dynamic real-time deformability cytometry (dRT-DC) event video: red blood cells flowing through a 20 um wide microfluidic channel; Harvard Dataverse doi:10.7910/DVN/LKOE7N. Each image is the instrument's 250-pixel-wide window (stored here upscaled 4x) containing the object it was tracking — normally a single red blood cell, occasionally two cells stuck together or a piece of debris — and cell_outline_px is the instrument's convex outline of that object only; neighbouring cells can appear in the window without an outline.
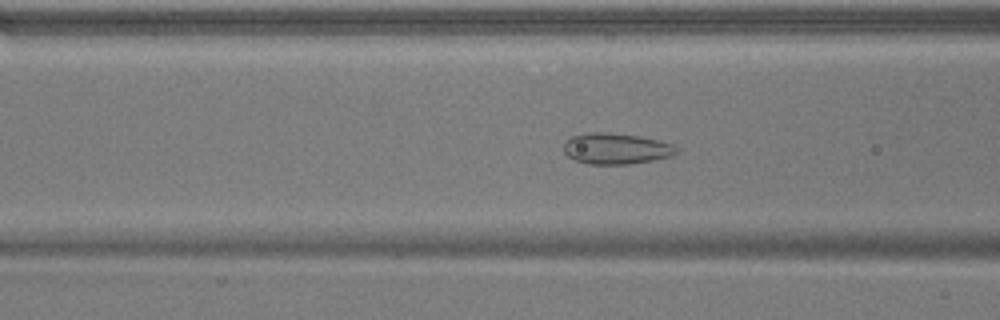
{"species": "common noctule bat (a hibernating species)", "species_latin": "Nyctalus noctula", "temperature_condition": "warm", "stored_images_in_passage": 54, "camera_frame_rate_fps": 3000, "um_per_image_px": 0.085, "animal": {"sex": "male", "body_mass_g": 17.9}, "frame": {"image": 1, "passage_image": 21, "time_ms": 6.667, "image_size_px": [1000, 320], "cell_outline_px": [[676, 152], [672, 156], [652, 160], [628, 164], [588, 164], [576, 160], [568, 156], [564, 152], [564, 140], [572, 136], [592, 132], [608, 132], [636, 136], [656, 140], [672, 144], [676, 148]], "centroid_in_image_um": [52.31, 12.63], "position_along_channel_um": 114.3, "area_um2": 20.11}}
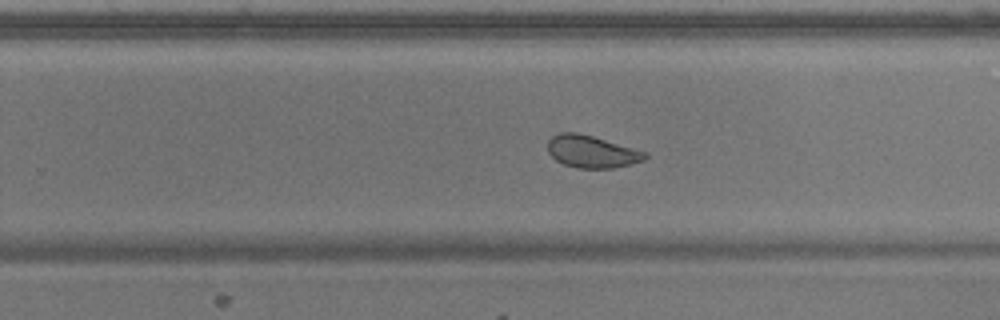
{"frame": {"image": 2, "passage_image": 34, "time_ms": 11.0, "image_size_px": [1000, 320], "cell_outline_px": [[648, 156], [644, 160], [612, 168], [580, 168], [564, 164], [556, 160], [548, 152], [548, 140], [552, 136], [560, 132], [576, 132], [592, 136], [648, 152]], "centroid_in_image_um": [50.29, 12.88], "position_along_channel_um": 279.5, "area_um2": 18.15}}
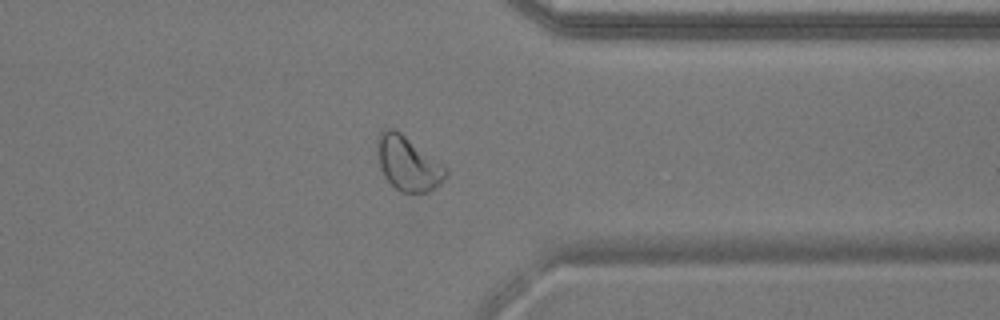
{"frame": {"image": 3, "passage_image": 42, "time_ms": 13.667, "image_size_px": [1000, 320], "cell_outline_px": [[448, 172], [444, 180], [440, 184], [428, 192], [400, 192], [384, 176], [380, 168], [376, 156], [376, 140], [380, 132], [384, 128], [392, 128], [400, 132], [448, 168]], "centroid_in_image_um": [34.65, 13.88], "position_along_channel_um": 376.8, "area_um2": 21.79}, "authors_computed_cell_mechanics": {"area_um2": 22.9177, "velocity_mm_per_s": 3.8155, "shape_relaxation_time_tau1_ms": 7.2706, "shape_relaxation_time_tau2_ms": 1.4312, "deformation_change_tau1": 0.097, "deformation_change_tau2": 0.0638}}